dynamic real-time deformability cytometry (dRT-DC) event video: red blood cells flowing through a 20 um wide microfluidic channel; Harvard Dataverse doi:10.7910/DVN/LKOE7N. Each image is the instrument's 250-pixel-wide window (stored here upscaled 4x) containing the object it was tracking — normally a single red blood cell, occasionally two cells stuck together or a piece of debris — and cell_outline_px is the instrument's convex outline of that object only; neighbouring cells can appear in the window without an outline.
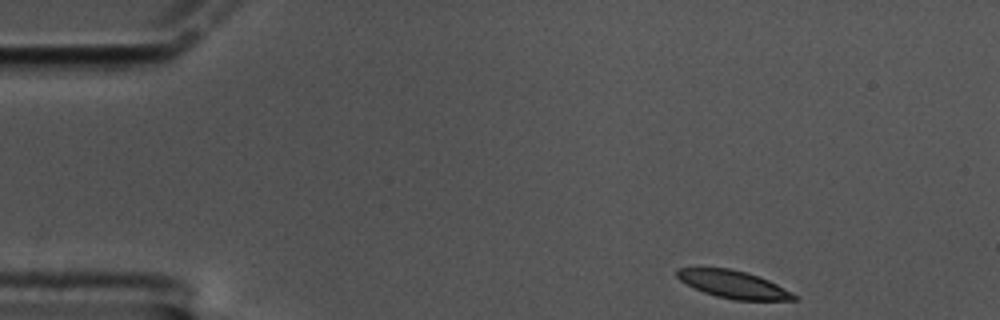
{"species": "common noctule bat (a hibernating species)", "species_latin": "Nyctalus noctula", "temperature_condition": "cold", "stored_images_in_passage": 54, "camera_frame_rate_fps": 3000, "um_per_image_px": 0.085, "animal": {"sex": "male", "body_mass_g": 17.5, "forearm_length_mm": 52.3}, "frame": {"image": 1, "passage_image": 1, "time_ms": 0.0, "image_size_px": [1000, 320], "cell_outline_px": [[796, 300], [736, 300], [716, 296], [704, 292], [680, 280], [676, 276], [676, 268], [732, 268], [768, 280], [792, 292], [796, 296]], "centroid_in_image_um": [62.33, 24.17], "position_along_channel_um": 22.7, "area_um2": 18.44}}
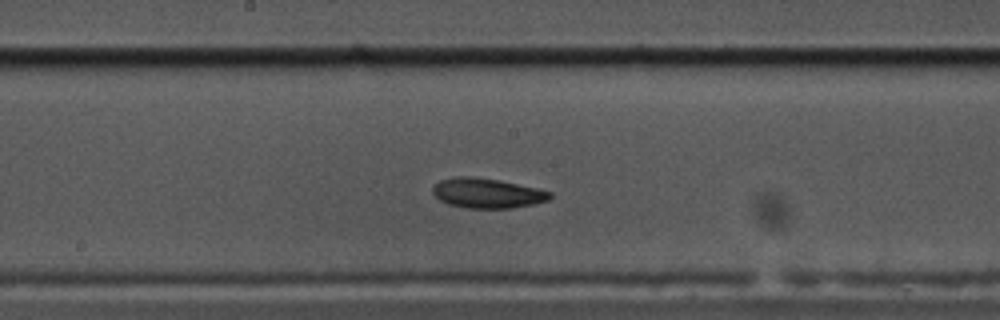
{"frame": {"image": 2, "passage_image": 25, "time_ms": 8.0, "image_size_px": [1000, 320], "cell_outline_px": [[552, 196], [548, 200], [532, 204], [512, 208], [464, 208], [448, 204], [440, 200], [432, 192], [432, 188], [440, 180], [456, 176], [472, 176], [500, 180], [536, 188], [552, 192]], "centroid_in_image_um": [41.39, 16.41], "position_along_channel_um": 206.8, "area_um2": 20.4}}
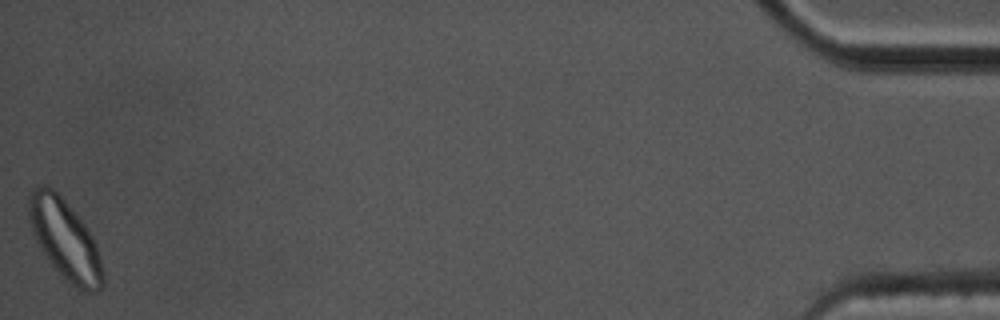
{"frame": {"image": 3, "passage_image": 54, "time_ms": 17.667, "image_size_px": [1000, 320], "cell_outline_px": [[104, 284], [96, 292], [84, 292], [64, 280], [48, 260], [36, 240], [32, 232], [28, 216], [28, 196], [32, 188], [52, 188], [64, 200], [84, 224], [92, 236], [96, 244], [100, 256], [104, 272]], "centroid_in_image_um": [5.53, 20.42], "position_along_channel_um": 429.7, "area_um2": 34.22}, "authors_computed_cell_mechanics": {"area_um2": 20.4034, "velocity_mm_per_s": 3.2937, "shape_relaxation_time_tau1_ms": 5.2196, "shape_relaxation_time_tau2_ms": null, "deformation_change_tau1": 0.1174, "deformation_change_tau2": null}}